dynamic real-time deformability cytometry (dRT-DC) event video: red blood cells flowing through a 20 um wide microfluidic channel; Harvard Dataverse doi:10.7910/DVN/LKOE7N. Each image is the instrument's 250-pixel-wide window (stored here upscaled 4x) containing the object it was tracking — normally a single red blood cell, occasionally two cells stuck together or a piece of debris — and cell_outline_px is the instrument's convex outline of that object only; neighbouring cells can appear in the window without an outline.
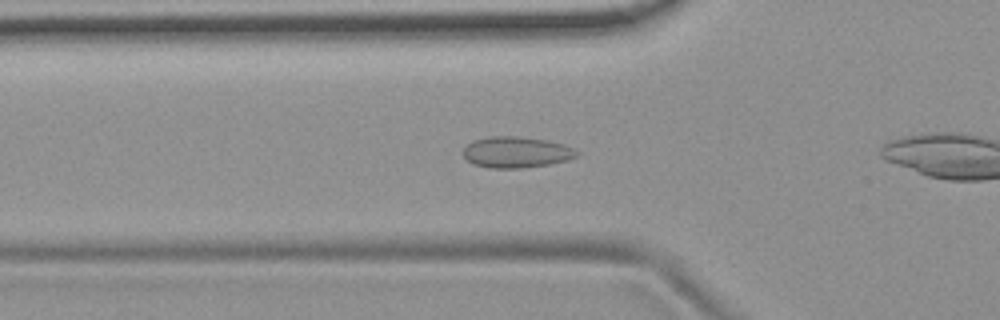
{"species": "common noctule bat (a hibernating species)", "species_latin": "Nyctalus noctula", "temperature_condition": "room temperature", "stored_images_in_passage": 40, "camera_frame_rate_fps": 3000, "um_per_image_px": 0.085, "animal": {"sex": "female", "body_mass_g": 19.9}, "frame": {"image": 1, "passage_image": 14, "time_ms": 4.333, "image_size_px": [1000, 320], "cell_outline_px": [[580, 152], [576, 156], [568, 160], [548, 164], [524, 168], [488, 168], [472, 164], [464, 156], [464, 148], [472, 140], [488, 136], [516, 136], [548, 140], [564, 144]], "centroid_in_image_um": [43.87, 12.93], "position_along_channel_um": 81.9, "area_um2": 20.69}}
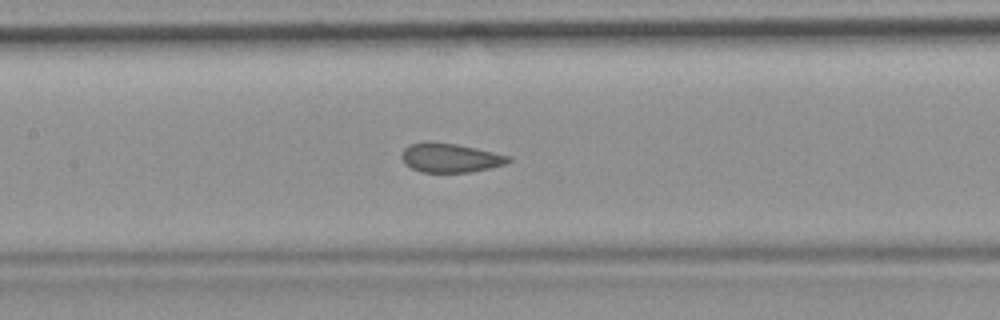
{"frame": {"image": 2, "passage_image": 21, "time_ms": 6.667, "image_size_px": [1000, 320], "cell_outline_px": [[512, 160], [504, 164], [488, 168], [468, 172], [420, 172], [404, 164], [400, 156], [404, 148], [412, 144], [456, 144], [512, 156]], "centroid_in_image_um": [38.28, 13.45], "position_along_channel_um": 169.1, "area_um2": 17.51}}
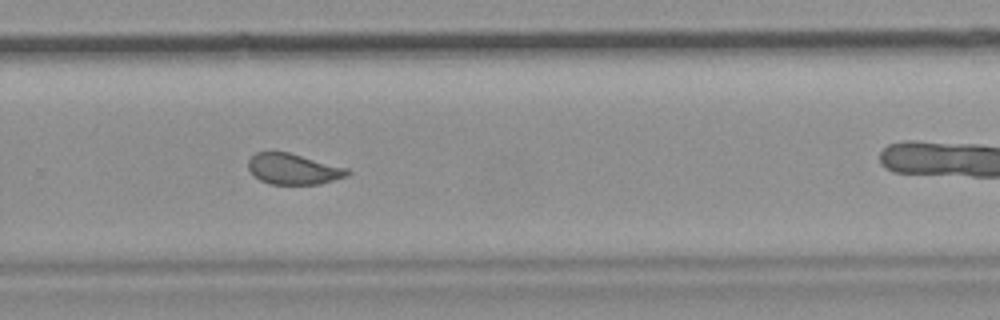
{"frame": {"image": 3, "passage_image": 32, "time_ms": 10.333, "image_size_px": [1000, 320], "cell_outline_px": [[352, 172], [348, 176], [320, 184], [268, 184], [260, 180], [248, 168], [248, 160], [256, 152], [288, 152], [348, 168]], "centroid_in_image_um": [24.96, 14.37], "position_along_channel_um": 304.8, "area_um2": 17.74}}